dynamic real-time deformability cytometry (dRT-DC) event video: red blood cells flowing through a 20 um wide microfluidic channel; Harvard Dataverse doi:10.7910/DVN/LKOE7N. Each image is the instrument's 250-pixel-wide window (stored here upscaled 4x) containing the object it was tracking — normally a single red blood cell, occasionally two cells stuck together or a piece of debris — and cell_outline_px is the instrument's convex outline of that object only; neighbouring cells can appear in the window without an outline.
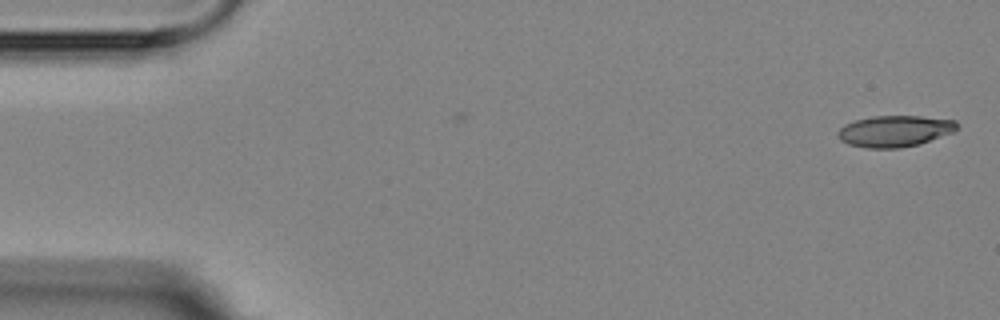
{"species": "Egyptian fruit bat (a non-hibernating species)", "species_latin": "Rousettus aegyptiacus", "temperature_condition": "room temperature", "stored_images_in_passage": 2, "camera_frame_rate_fps": 3000, "um_per_image_px": 0.085, "animal": {"sex": "female"}, "frame": {"image": 1, "passage_image": 2, "time_ms": 1.333, "image_size_px": [1000, 320], "cell_outline_px": [[960, 124], [952, 132], [920, 144], [900, 148], [868, 148], [848, 144], [840, 140], [836, 136], [836, 132], [844, 124], [856, 120], [872, 116], [920, 116], [956, 120]], "centroid_in_image_um": [76.03, 11.14], "position_along_channel_um": 9.0, "area_um2": 21.85}}